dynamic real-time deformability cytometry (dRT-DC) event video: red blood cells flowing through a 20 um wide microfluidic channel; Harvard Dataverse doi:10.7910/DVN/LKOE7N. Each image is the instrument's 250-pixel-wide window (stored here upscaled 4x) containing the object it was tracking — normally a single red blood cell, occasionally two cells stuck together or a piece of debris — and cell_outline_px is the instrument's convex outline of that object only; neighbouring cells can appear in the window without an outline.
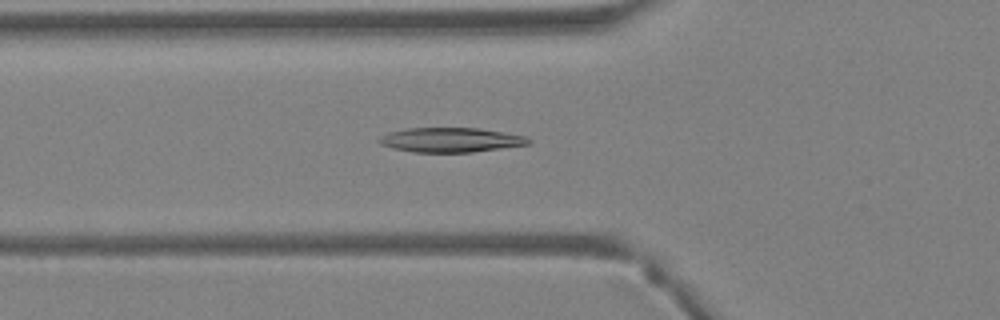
{"species": "Egyptian fruit bat (a non-hibernating species)", "species_latin": "Rousettus aegyptiacus", "temperature_condition": "warm", "stored_images_in_passage": 39, "camera_frame_rate_fps": 3000, "um_per_image_px": 0.085, "animal": {"sex": "female"}, "frame": {"image": 1, "passage_image": 14, "time_ms": 4.333, "image_size_px": [1000, 320], "cell_outline_px": [[532, 140], [528, 144], [472, 152], [412, 152], [392, 148], [380, 144], [376, 140], [380, 136], [388, 132], [404, 128], [480, 128], [524, 136]], "centroid_in_image_um": [38.23, 11.89], "position_along_channel_um": 87.6, "area_um2": 21.33}}
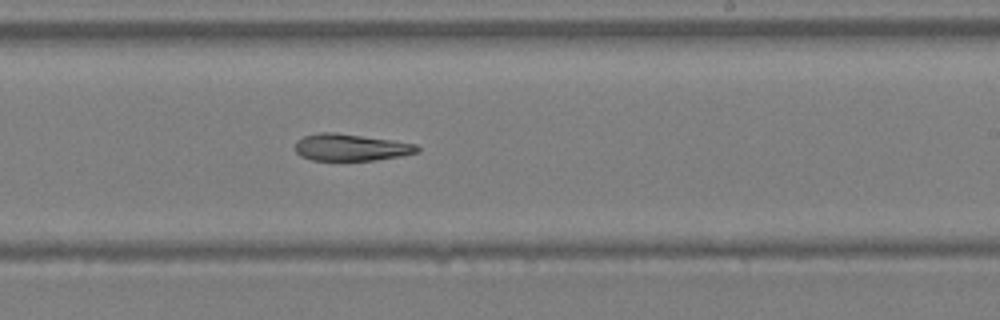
{"frame": {"image": 2, "passage_image": 24, "time_ms": 7.667, "image_size_px": [1000, 320], "cell_outline_px": [[420, 152], [400, 156], [372, 160], [312, 160], [300, 156], [296, 152], [296, 140], [304, 136], [320, 132], [336, 132], [392, 140], [416, 144], [420, 148]], "centroid_in_image_um": [29.82, 12.52], "position_along_channel_um": 259.2, "area_um2": 19.13}}
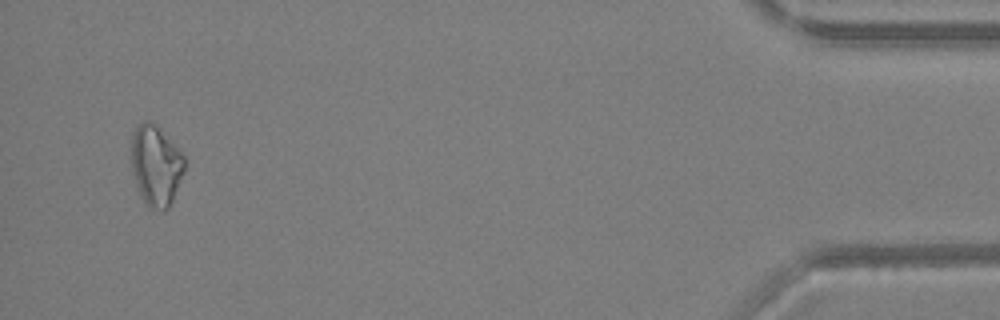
{"frame": {"image": 3, "passage_image": 38, "time_ms": 12.333, "image_size_px": [1000, 320], "cell_outline_px": [[184, 172], [172, 200], [168, 208], [164, 212], [148, 208], [140, 196], [132, 172], [132, 132], [144, 120], [148, 120], [184, 156]], "centroid_in_image_um": [13.23, 14.16], "position_along_channel_um": 422.0, "area_um2": 24.39}}